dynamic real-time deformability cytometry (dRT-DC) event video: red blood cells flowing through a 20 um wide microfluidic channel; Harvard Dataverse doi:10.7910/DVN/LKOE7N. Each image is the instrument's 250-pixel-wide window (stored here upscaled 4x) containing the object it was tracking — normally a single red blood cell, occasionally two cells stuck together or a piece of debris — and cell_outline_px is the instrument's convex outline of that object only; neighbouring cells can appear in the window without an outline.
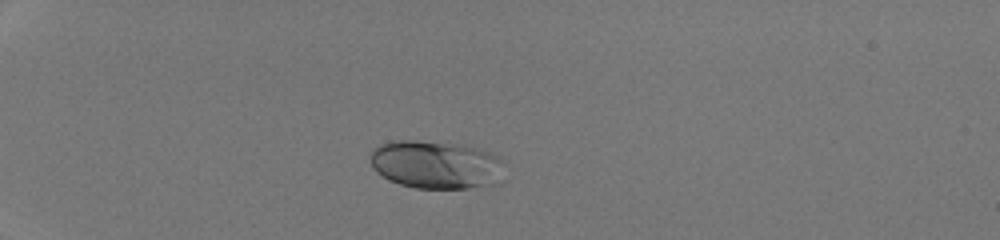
{"species": "human", "species_latin": "Homo sapiens", "temperature_condition": "room temperature", "stored_images_in_passage": 36, "camera_frame_rate_fps": 3000, "um_per_image_px": 0.085, "donor": {"sex": "male"}, "frame": {"image": 1, "passage_image": 1, "time_ms": 0.0, "image_size_px": [1000, 240], "cell_outline_px": [[504, 160], [492, 184], [468, 188], [416, 188], [400, 184], [388, 180], [376, 172], [372, 168], [368, 160], [368, 156], [372, 148], [380, 144], [392, 140], [416, 140], [464, 144], [488, 152]], "centroid_in_image_um": [36.91, 13.96], "position_along_channel_um": 48.1, "area_um2": 37.63}}
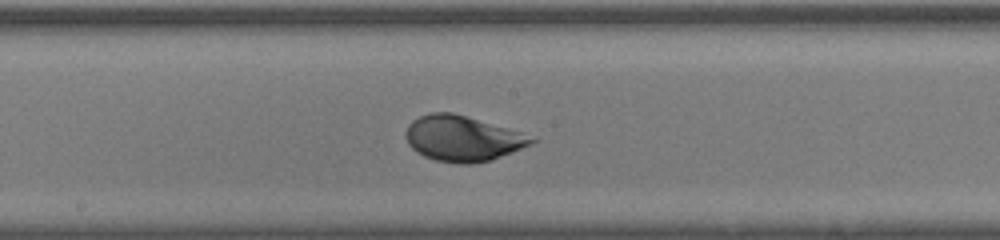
{"frame": {"image": 2, "passage_image": 16, "time_ms": 5.0, "image_size_px": [1000, 240], "cell_outline_px": [[536, 140], [532, 144], [488, 160], [472, 164], [460, 164], [436, 160], [424, 156], [416, 152], [408, 144], [404, 136], [408, 124], [412, 120], [420, 116], [432, 112], [452, 112], [520, 132]], "centroid_in_image_um": [39.24, 11.77], "position_along_channel_um": 209.0, "area_um2": 32.83}}
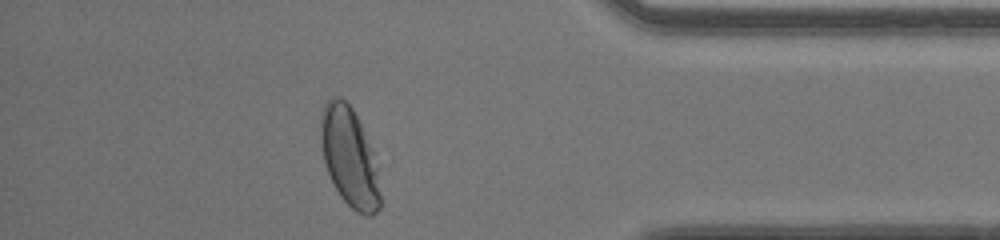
{"frame": {"image": 3, "passage_image": 31, "time_ms": 10.0, "image_size_px": [1000, 240], "cell_outline_px": [[380, 208], [372, 216], [364, 216], [356, 212], [340, 196], [328, 172], [324, 160], [320, 140], [320, 112], [324, 104], [332, 96], [340, 96], [352, 108], [360, 124], [372, 152], [376, 168], [380, 192]], "centroid_in_image_um": [29.67, 13.35], "position_along_channel_um": 405.5, "area_um2": 33.99}, "authors_computed_cell_mechanics": {"area_um2": 33.4951, "velocity_mm_per_s": 4.2965, "shape_relaxation_time_tau1_ms": 2.0987, "shape_relaxation_time_tau2_ms": null, "deformation_change_tau1": 0.1525, "deformation_change_tau2": null}}